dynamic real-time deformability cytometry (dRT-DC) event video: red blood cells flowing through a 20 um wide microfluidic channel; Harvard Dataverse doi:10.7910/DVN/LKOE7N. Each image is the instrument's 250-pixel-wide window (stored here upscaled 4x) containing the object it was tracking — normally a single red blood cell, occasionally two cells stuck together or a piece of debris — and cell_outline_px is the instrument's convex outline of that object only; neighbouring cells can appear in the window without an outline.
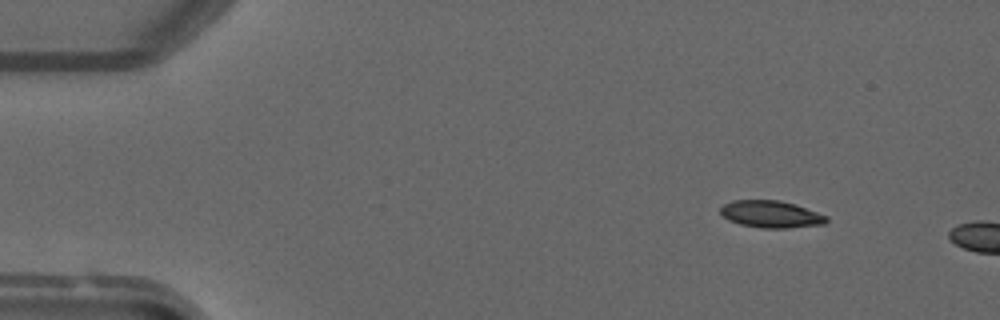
{"species": "common noctule bat (a hibernating species)", "species_latin": "Nyctalus noctula", "temperature_condition": "warm", "stored_images_in_passage": 3, "camera_frame_rate_fps": 3000, "um_per_image_px": 0.085, "animal": {"sex": "male", "forearm_length_mm": 52.5}, "frame": {"image": 1, "passage_image": 2, "time_ms": 1.0, "image_size_px": [1000, 320], "cell_outline_px": [[828, 220], [824, 224], [788, 228], [760, 228], [740, 224], [728, 220], [720, 212], [720, 208], [724, 204], [732, 200], [780, 200], [828, 216]], "centroid_in_image_um": [65.5, 18.21], "position_along_channel_um": 19.5, "area_um2": 16.59}}